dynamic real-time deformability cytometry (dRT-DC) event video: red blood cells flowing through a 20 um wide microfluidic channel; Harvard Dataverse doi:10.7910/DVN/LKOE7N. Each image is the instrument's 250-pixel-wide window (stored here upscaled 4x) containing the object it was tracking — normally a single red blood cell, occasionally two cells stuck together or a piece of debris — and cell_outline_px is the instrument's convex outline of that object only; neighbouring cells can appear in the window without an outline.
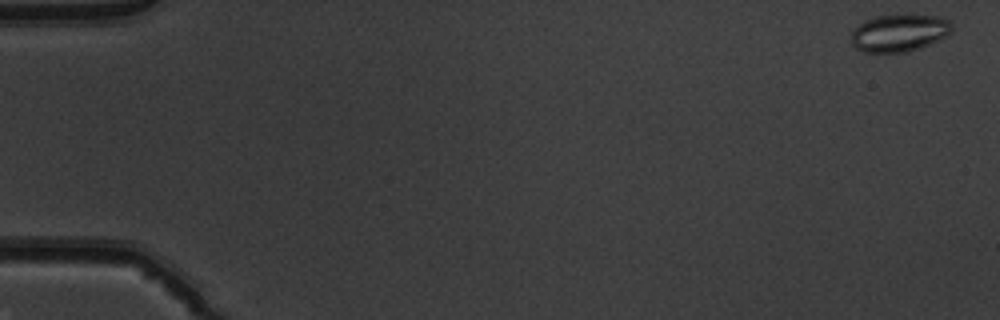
{"species": "common noctule bat (a hibernating species)", "species_latin": "Nyctalus noctula", "temperature_condition": "warm", "stored_images_in_passage": 52, "camera_frame_rate_fps": 3000, "um_per_image_px": 0.085, "animal": {"sex": "male", "body_mass_g": 19.5, "forearm_length_mm": 54.6}, "frame": {"image": 1, "passage_image": 2, "time_ms": 0.333, "image_size_px": [1000, 320], "cell_outline_px": [[952, 32], [920, 48], [908, 52], [864, 52], [856, 48], [852, 44], [852, 32], [864, 20], [876, 16], [940, 16], [948, 20], [952, 24]], "centroid_in_image_um": [76.43, 2.81], "position_along_channel_um": 8.6, "area_um2": 21.44}}
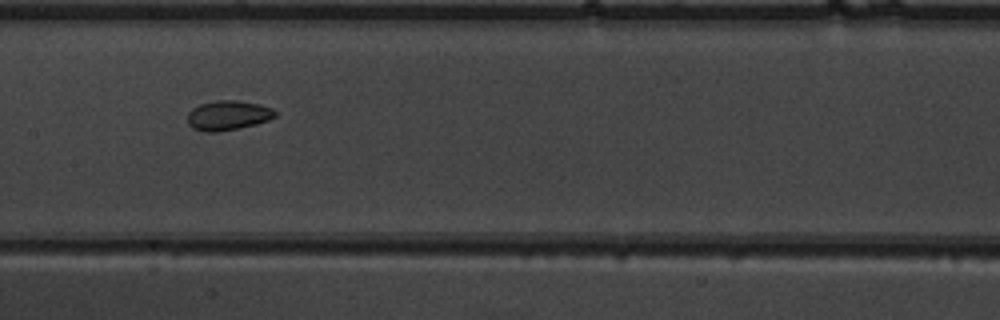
{"frame": {"image": 2, "passage_image": 27, "time_ms": 8.667, "image_size_px": [1000, 320], "cell_outline_px": [[276, 116], [268, 120], [256, 124], [216, 132], [204, 132], [192, 128], [188, 124], [188, 112], [192, 108], [200, 104], [216, 100], [236, 100], [260, 104], [272, 108], [276, 112]], "centroid_in_image_um": [19.36, 9.8], "position_along_channel_um": 188.0, "area_um2": 15.14}}
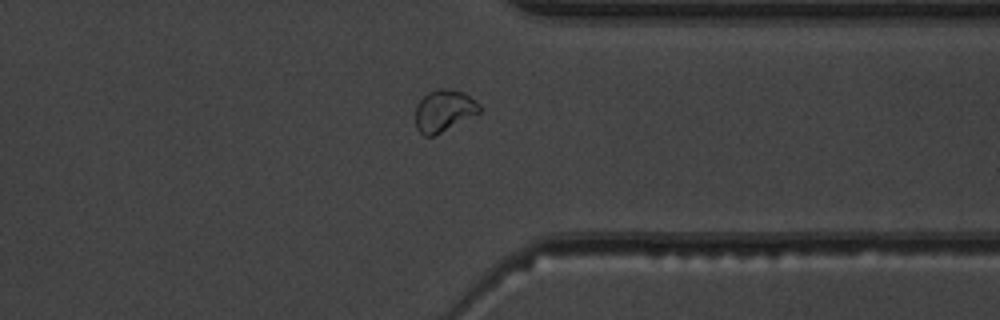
{"frame": {"image": 3, "passage_image": 41, "time_ms": 13.333, "image_size_px": [1000, 320], "cell_outline_px": [[480, 112], [432, 136], [424, 136], [416, 128], [416, 104], [428, 92], [436, 88], [444, 88], [464, 92], [480, 104]], "centroid_in_image_um": [37.71, 9.38], "position_along_channel_um": 373.7, "area_um2": 15.37}, "authors_computed_cell_mechanics": {"area_um2": 16.8198, "velocity_mm_per_s": 4.0134, "shape_relaxation_time_tau1_ms": 10.7403, "shape_relaxation_time_tau2_ms": 2.03, "deformation_change_tau1": 0.1452, "deformation_change_tau2": 0.0549}}